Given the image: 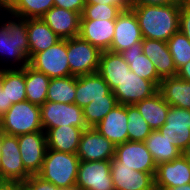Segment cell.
Segmentation results:
<instances>
[{"mask_svg":"<svg viewBox=\"0 0 190 190\" xmlns=\"http://www.w3.org/2000/svg\"><path fill=\"white\" fill-rule=\"evenodd\" d=\"M181 3L164 6L145 5L131 7L141 29L143 38L167 42L179 31V13Z\"/></svg>","mask_w":190,"mask_h":190,"instance_id":"cell-1","label":"cell"},{"mask_svg":"<svg viewBox=\"0 0 190 190\" xmlns=\"http://www.w3.org/2000/svg\"><path fill=\"white\" fill-rule=\"evenodd\" d=\"M114 29L115 20H80L79 37L101 52L108 51L114 37Z\"/></svg>","mask_w":190,"mask_h":190,"instance_id":"cell-19","label":"cell"},{"mask_svg":"<svg viewBox=\"0 0 190 190\" xmlns=\"http://www.w3.org/2000/svg\"><path fill=\"white\" fill-rule=\"evenodd\" d=\"M29 44V59L37 53L55 45L61 38L42 20V18L27 19Z\"/></svg>","mask_w":190,"mask_h":190,"instance_id":"cell-23","label":"cell"},{"mask_svg":"<svg viewBox=\"0 0 190 190\" xmlns=\"http://www.w3.org/2000/svg\"><path fill=\"white\" fill-rule=\"evenodd\" d=\"M80 159L76 154L47 148L39 176L58 188L67 189L76 184Z\"/></svg>","mask_w":190,"mask_h":190,"instance_id":"cell-3","label":"cell"},{"mask_svg":"<svg viewBox=\"0 0 190 190\" xmlns=\"http://www.w3.org/2000/svg\"><path fill=\"white\" fill-rule=\"evenodd\" d=\"M86 3L115 5L122 10H129L131 8L130 0H86Z\"/></svg>","mask_w":190,"mask_h":190,"instance_id":"cell-42","label":"cell"},{"mask_svg":"<svg viewBox=\"0 0 190 190\" xmlns=\"http://www.w3.org/2000/svg\"><path fill=\"white\" fill-rule=\"evenodd\" d=\"M75 186L82 190H115L111 177V160H80Z\"/></svg>","mask_w":190,"mask_h":190,"instance_id":"cell-10","label":"cell"},{"mask_svg":"<svg viewBox=\"0 0 190 190\" xmlns=\"http://www.w3.org/2000/svg\"><path fill=\"white\" fill-rule=\"evenodd\" d=\"M0 87L7 96V105L26 101L25 67L0 69Z\"/></svg>","mask_w":190,"mask_h":190,"instance_id":"cell-28","label":"cell"},{"mask_svg":"<svg viewBox=\"0 0 190 190\" xmlns=\"http://www.w3.org/2000/svg\"><path fill=\"white\" fill-rule=\"evenodd\" d=\"M111 92L105 80L96 72L76 76V96L74 104L81 108L97 99H105Z\"/></svg>","mask_w":190,"mask_h":190,"instance_id":"cell-21","label":"cell"},{"mask_svg":"<svg viewBox=\"0 0 190 190\" xmlns=\"http://www.w3.org/2000/svg\"><path fill=\"white\" fill-rule=\"evenodd\" d=\"M26 190H59L57 186L37 175H30L22 184Z\"/></svg>","mask_w":190,"mask_h":190,"instance_id":"cell-38","label":"cell"},{"mask_svg":"<svg viewBox=\"0 0 190 190\" xmlns=\"http://www.w3.org/2000/svg\"><path fill=\"white\" fill-rule=\"evenodd\" d=\"M10 107L7 105V96L5 91H3L0 87V117L9 109Z\"/></svg>","mask_w":190,"mask_h":190,"instance_id":"cell-44","label":"cell"},{"mask_svg":"<svg viewBox=\"0 0 190 190\" xmlns=\"http://www.w3.org/2000/svg\"><path fill=\"white\" fill-rule=\"evenodd\" d=\"M154 176L128 167H111L115 190H156Z\"/></svg>","mask_w":190,"mask_h":190,"instance_id":"cell-22","label":"cell"},{"mask_svg":"<svg viewBox=\"0 0 190 190\" xmlns=\"http://www.w3.org/2000/svg\"><path fill=\"white\" fill-rule=\"evenodd\" d=\"M1 129L12 136L43 131L41 107L27 100L12 104L1 116Z\"/></svg>","mask_w":190,"mask_h":190,"instance_id":"cell-4","label":"cell"},{"mask_svg":"<svg viewBox=\"0 0 190 190\" xmlns=\"http://www.w3.org/2000/svg\"><path fill=\"white\" fill-rule=\"evenodd\" d=\"M59 190H82V189H81V188H78L77 186H74V187L67 188V189L59 188Z\"/></svg>","mask_w":190,"mask_h":190,"instance_id":"cell-51","label":"cell"},{"mask_svg":"<svg viewBox=\"0 0 190 190\" xmlns=\"http://www.w3.org/2000/svg\"><path fill=\"white\" fill-rule=\"evenodd\" d=\"M101 51L78 37L67 39V60L70 76L93 74L98 71Z\"/></svg>","mask_w":190,"mask_h":190,"instance_id":"cell-6","label":"cell"},{"mask_svg":"<svg viewBox=\"0 0 190 190\" xmlns=\"http://www.w3.org/2000/svg\"><path fill=\"white\" fill-rule=\"evenodd\" d=\"M144 143L153 156L156 165L170 162L182 155V151L174 146L172 141L158 130L152 131Z\"/></svg>","mask_w":190,"mask_h":190,"instance_id":"cell-30","label":"cell"},{"mask_svg":"<svg viewBox=\"0 0 190 190\" xmlns=\"http://www.w3.org/2000/svg\"><path fill=\"white\" fill-rule=\"evenodd\" d=\"M117 104V98L111 91L108 95H105V99L93 100L82 108L87 127L97 125Z\"/></svg>","mask_w":190,"mask_h":190,"instance_id":"cell-34","label":"cell"},{"mask_svg":"<svg viewBox=\"0 0 190 190\" xmlns=\"http://www.w3.org/2000/svg\"><path fill=\"white\" fill-rule=\"evenodd\" d=\"M156 190H190V183L175 188H165V189H156Z\"/></svg>","mask_w":190,"mask_h":190,"instance_id":"cell-45","label":"cell"},{"mask_svg":"<svg viewBox=\"0 0 190 190\" xmlns=\"http://www.w3.org/2000/svg\"><path fill=\"white\" fill-rule=\"evenodd\" d=\"M0 190H15V184L5 183L0 187Z\"/></svg>","mask_w":190,"mask_h":190,"instance_id":"cell-47","label":"cell"},{"mask_svg":"<svg viewBox=\"0 0 190 190\" xmlns=\"http://www.w3.org/2000/svg\"><path fill=\"white\" fill-rule=\"evenodd\" d=\"M50 78L36 71L29 65L25 66L26 100L41 106L47 97Z\"/></svg>","mask_w":190,"mask_h":190,"instance_id":"cell-31","label":"cell"},{"mask_svg":"<svg viewBox=\"0 0 190 190\" xmlns=\"http://www.w3.org/2000/svg\"><path fill=\"white\" fill-rule=\"evenodd\" d=\"M15 190H26L21 184H15Z\"/></svg>","mask_w":190,"mask_h":190,"instance_id":"cell-49","label":"cell"},{"mask_svg":"<svg viewBox=\"0 0 190 190\" xmlns=\"http://www.w3.org/2000/svg\"><path fill=\"white\" fill-rule=\"evenodd\" d=\"M158 131L183 151L190 142V110L170 106L166 122Z\"/></svg>","mask_w":190,"mask_h":190,"instance_id":"cell-15","label":"cell"},{"mask_svg":"<svg viewBox=\"0 0 190 190\" xmlns=\"http://www.w3.org/2000/svg\"><path fill=\"white\" fill-rule=\"evenodd\" d=\"M2 133V129H1V117H0V134Z\"/></svg>","mask_w":190,"mask_h":190,"instance_id":"cell-52","label":"cell"},{"mask_svg":"<svg viewBox=\"0 0 190 190\" xmlns=\"http://www.w3.org/2000/svg\"><path fill=\"white\" fill-rule=\"evenodd\" d=\"M115 146L96 128L88 127L82 133L76 155L83 161L111 160L115 156Z\"/></svg>","mask_w":190,"mask_h":190,"instance_id":"cell-13","label":"cell"},{"mask_svg":"<svg viewBox=\"0 0 190 190\" xmlns=\"http://www.w3.org/2000/svg\"><path fill=\"white\" fill-rule=\"evenodd\" d=\"M158 91L170 106L190 110V82L177 75L167 77L161 80Z\"/></svg>","mask_w":190,"mask_h":190,"instance_id":"cell-27","label":"cell"},{"mask_svg":"<svg viewBox=\"0 0 190 190\" xmlns=\"http://www.w3.org/2000/svg\"><path fill=\"white\" fill-rule=\"evenodd\" d=\"M111 167H128L135 171L155 174L157 165L144 142L128 140L115 146Z\"/></svg>","mask_w":190,"mask_h":190,"instance_id":"cell-5","label":"cell"},{"mask_svg":"<svg viewBox=\"0 0 190 190\" xmlns=\"http://www.w3.org/2000/svg\"><path fill=\"white\" fill-rule=\"evenodd\" d=\"M29 66L51 78L70 76L67 60V39H61L45 51L34 54Z\"/></svg>","mask_w":190,"mask_h":190,"instance_id":"cell-8","label":"cell"},{"mask_svg":"<svg viewBox=\"0 0 190 190\" xmlns=\"http://www.w3.org/2000/svg\"><path fill=\"white\" fill-rule=\"evenodd\" d=\"M84 130L75 126H59L46 131L49 149L76 154Z\"/></svg>","mask_w":190,"mask_h":190,"instance_id":"cell-25","label":"cell"},{"mask_svg":"<svg viewBox=\"0 0 190 190\" xmlns=\"http://www.w3.org/2000/svg\"><path fill=\"white\" fill-rule=\"evenodd\" d=\"M129 71V64L120 53L101 52L97 73L105 80L111 91L116 88Z\"/></svg>","mask_w":190,"mask_h":190,"instance_id":"cell-24","label":"cell"},{"mask_svg":"<svg viewBox=\"0 0 190 190\" xmlns=\"http://www.w3.org/2000/svg\"><path fill=\"white\" fill-rule=\"evenodd\" d=\"M76 96V76L51 78L46 101L74 104Z\"/></svg>","mask_w":190,"mask_h":190,"instance_id":"cell-32","label":"cell"},{"mask_svg":"<svg viewBox=\"0 0 190 190\" xmlns=\"http://www.w3.org/2000/svg\"><path fill=\"white\" fill-rule=\"evenodd\" d=\"M86 0H54V6L82 13Z\"/></svg>","mask_w":190,"mask_h":190,"instance_id":"cell-40","label":"cell"},{"mask_svg":"<svg viewBox=\"0 0 190 190\" xmlns=\"http://www.w3.org/2000/svg\"><path fill=\"white\" fill-rule=\"evenodd\" d=\"M54 7V0H13L4 9L8 15H15L21 18H41L49 9Z\"/></svg>","mask_w":190,"mask_h":190,"instance_id":"cell-33","label":"cell"},{"mask_svg":"<svg viewBox=\"0 0 190 190\" xmlns=\"http://www.w3.org/2000/svg\"><path fill=\"white\" fill-rule=\"evenodd\" d=\"M167 44L177 70L190 61V40L180 30L170 37Z\"/></svg>","mask_w":190,"mask_h":190,"instance_id":"cell-36","label":"cell"},{"mask_svg":"<svg viewBox=\"0 0 190 190\" xmlns=\"http://www.w3.org/2000/svg\"><path fill=\"white\" fill-rule=\"evenodd\" d=\"M183 0H130V6H145V5H158L164 6L168 4L181 3Z\"/></svg>","mask_w":190,"mask_h":190,"instance_id":"cell-41","label":"cell"},{"mask_svg":"<svg viewBox=\"0 0 190 190\" xmlns=\"http://www.w3.org/2000/svg\"><path fill=\"white\" fill-rule=\"evenodd\" d=\"M142 51L152 61L161 79L177 75V69L167 42L143 38Z\"/></svg>","mask_w":190,"mask_h":190,"instance_id":"cell-20","label":"cell"},{"mask_svg":"<svg viewBox=\"0 0 190 190\" xmlns=\"http://www.w3.org/2000/svg\"><path fill=\"white\" fill-rule=\"evenodd\" d=\"M127 122V105L117 104L94 128L118 145L128 141Z\"/></svg>","mask_w":190,"mask_h":190,"instance_id":"cell-18","label":"cell"},{"mask_svg":"<svg viewBox=\"0 0 190 190\" xmlns=\"http://www.w3.org/2000/svg\"><path fill=\"white\" fill-rule=\"evenodd\" d=\"M120 54L129 64L132 72L141 78L152 81L159 88L162 79L158 76L152 61L143 54L142 41L134 43L130 48Z\"/></svg>","mask_w":190,"mask_h":190,"instance_id":"cell-26","label":"cell"},{"mask_svg":"<svg viewBox=\"0 0 190 190\" xmlns=\"http://www.w3.org/2000/svg\"><path fill=\"white\" fill-rule=\"evenodd\" d=\"M11 17L4 24H0V54L9 59L12 57L16 64L21 62L13 69H22L29 65L27 19L15 15Z\"/></svg>","mask_w":190,"mask_h":190,"instance_id":"cell-2","label":"cell"},{"mask_svg":"<svg viewBox=\"0 0 190 190\" xmlns=\"http://www.w3.org/2000/svg\"><path fill=\"white\" fill-rule=\"evenodd\" d=\"M12 1L13 0H0V6L3 9H6L12 3Z\"/></svg>","mask_w":190,"mask_h":190,"instance_id":"cell-48","label":"cell"},{"mask_svg":"<svg viewBox=\"0 0 190 190\" xmlns=\"http://www.w3.org/2000/svg\"><path fill=\"white\" fill-rule=\"evenodd\" d=\"M155 189L175 188L190 183V162L181 155L170 162L157 165Z\"/></svg>","mask_w":190,"mask_h":190,"instance_id":"cell-16","label":"cell"},{"mask_svg":"<svg viewBox=\"0 0 190 190\" xmlns=\"http://www.w3.org/2000/svg\"><path fill=\"white\" fill-rule=\"evenodd\" d=\"M179 30L190 40V0L181 2Z\"/></svg>","mask_w":190,"mask_h":190,"instance_id":"cell-39","label":"cell"},{"mask_svg":"<svg viewBox=\"0 0 190 190\" xmlns=\"http://www.w3.org/2000/svg\"><path fill=\"white\" fill-rule=\"evenodd\" d=\"M1 134H0V151H1ZM0 158H1V152H0ZM5 183L3 182V180L1 179V177H0V187L2 186V185H4Z\"/></svg>","mask_w":190,"mask_h":190,"instance_id":"cell-50","label":"cell"},{"mask_svg":"<svg viewBox=\"0 0 190 190\" xmlns=\"http://www.w3.org/2000/svg\"><path fill=\"white\" fill-rule=\"evenodd\" d=\"M127 118L128 140L144 142L153 130L134 104L127 105Z\"/></svg>","mask_w":190,"mask_h":190,"instance_id":"cell-35","label":"cell"},{"mask_svg":"<svg viewBox=\"0 0 190 190\" xmlns=\"http://www.w3.org/2000/svg\"><path fill=\"white\" fill-rule=\"evenodd\" d=\"M18 145L25 170L30 175L39 174L48 148L46 132L38 131L19 135Z\"/></svg>","mask_w":190,"mask_h":190,"instance_id":"cell-11","label":"cell"},{"mask_svg":"<svg viewBox=\"0 0 190 190\" xmlns=\"http://www.w3.org/2000/svg\"><path fill=\"white\" fill-rule=\"evenodd\" d=\"M134 105L153 131L159 130L166 122L170 105L164 100L159 91Z\"/></svg>","mask_w":190,"mask_h":190,"instance_id":"cell-29","label":"cell"},{"mask_svg":"<svg viewBox=\"0 0 190 190\" xmlns=\"http://www.w3.org/2000/svg\"><path fill=\"white\" fill-rule=\"evenodd\" d=\"M177 76L190 82V61L177 70Z\"/></svg>","mask_w":190,"mask_h":190,"instance_id":"cell-43","label":"cell"},{"mask_svg":"<svg viewBox=\"0 0 190 190\" xmlns=\"http://www.w3.org/2000/svg\"><path fill=\"white\" fill-rule=\"evenodd\" d=\"M158 89L152 81L141 78L130 70L112 92L118 104L133 105L153 96Z\"/></svg>","mask_w":190,"mask_h":190,"instance_id":"cell-12","label":"cell"},{"mask_svg":"<svg viewBox=\"0 0 190 190\" xmlns=\"http://www.w3.org/2000/svg\"><path fill=\"white\" fill-rule=\"evenodd\" d=\"M182 155L190 162V142L187 144L186 148L182 151Z\"/></svg>","mask_w":190,"mask_h":190,"instance_id":"cell-46","label":"cell"},{"mask_svg":"<svg viewBox=\"0 0 190 190\" xmlns=\"http://www.w3.org/2000/svg\"><path fill=\"white\" fill-rule=\"evenodd\" d=\"M0 177L4 183L22 184L30 174L25 170L18 136L1 133Z\"/></svg>","mask_w":190,"mask_h":190,"instance_id":"cell-7","label":"cell"},{"mask_svg":"<svg viewBox=\"0 0 190 190\" xmlns=\"http://www.w3.org/2000/svg\"><path fill=\"white\" fill-rule=\"evenodd\" d=\"M123 10L115 5L86 3L81 20H116Z\"/></svg>","mask_w":190,"mask_h":190,"instance_id":"cell-37","label":"cell"},{"mask_svg":"<svg viewBox=\"0 0 190 190\" xmlns=\"http://www.w3.org/2000/svg\"><path fill=\"white\" fill-rule=\"evenodd\" d=\"M41 18L61 39L79 36L81 13L54 6Z\"/></svg>","mask_w":190,"mask_h":190,"instance_id":"cell-17","label":"cell"},{"mask_svg":"<svg viewBox=\"0 0 190 190\" xmlns=\"http://www.w3.org/2000/svg\"><path fill=\"white\" fill-rule=\"evenodd\" d=\"M141 41L143 36L134 11L123 10L115 20L114 37L108 51L121 53Z\"/></svg>","mask_w":190,"mask_h":190,"instance_id":"cell-14","label":"cell"},{"mask_svg":"<svg viewBox=\"0 0 190 190\" xmlns=\"http://www.w3.org/2000/svg\"><path fill=\"white\" fill-rule=\"evenodd\" d=\"M41 123L43 131L59 126H75L87 129L83 109L76 104L45 101L41 106Z\"/></svg>","mask_w":190,"mask_h":190,"instance_id":"cell-9","label":"cell"}]
</instances>
